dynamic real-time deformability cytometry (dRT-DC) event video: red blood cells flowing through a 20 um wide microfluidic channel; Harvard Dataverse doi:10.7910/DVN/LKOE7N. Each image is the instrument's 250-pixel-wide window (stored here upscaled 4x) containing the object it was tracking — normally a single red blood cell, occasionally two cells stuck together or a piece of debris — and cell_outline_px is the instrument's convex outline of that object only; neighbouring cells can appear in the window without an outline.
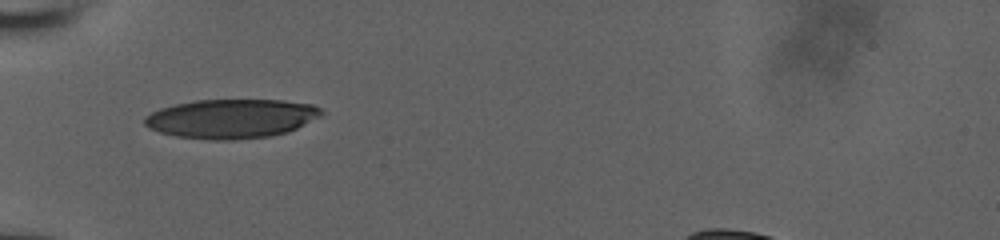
{"species": "human", "species_latin": "Homo sapiens", "temperature_condition": "room temperature", "stored_images_in_passage": 2, "camera_frame_rate_fps": 3000, "um_per_image_px": 0.085, "donor": {"sex": "male"}, "frame": {"image": 1, "passage_image": 1, "time_ms": 0.0, "image_size_px": [1000, 240], "cell_outline_px": [[324, 116], [288, 132], [272, 136], [232, 140], [212, 140], [176, 136], [160, 132], [148, 128], [144, 124], [144, 116], [160, 108], [176, 104], [196, 100], [284, 100], [312, 104], [320, 108], [324, 112]], "centroid_in_image_um": [19.7, 10.08], "position_along_channel_um": 65.3, "area_um2": 40.69}}